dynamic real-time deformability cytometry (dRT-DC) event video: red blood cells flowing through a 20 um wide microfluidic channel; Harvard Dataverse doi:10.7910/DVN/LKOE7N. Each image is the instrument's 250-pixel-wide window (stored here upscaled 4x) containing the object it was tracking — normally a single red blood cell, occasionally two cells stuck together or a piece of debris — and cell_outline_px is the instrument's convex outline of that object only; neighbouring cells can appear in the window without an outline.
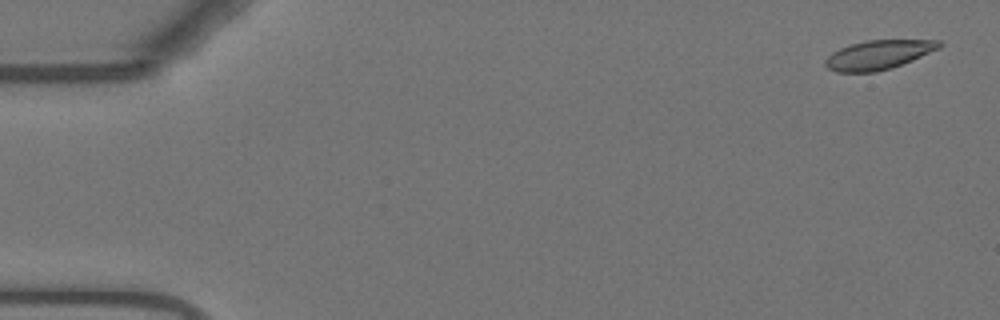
{"species": "Egyptian fruit bat (a non-hibernating species)", "species_latin": "Rousettus aegyptiacus", "temperature_condition": "warm", "stored_images_in_passage": 8, "camera_frame_rate_fps": 3000, "um_per_image_px": 0.085, "animal": {"sex": "female"}, "frame": {"image": 1, "passage_image": 2, "time_ms": 0.333, "image_size_px": [1000, 320], "cell_outline_px": [[944, 44], [940, 48], [912, 60], [892, 68], [876, 72], [836, 72], [828, 68], [824, 64], [824, 60], [832, 52], [840, 48], [852, 44], [868, 40], [940, 40]], "centroid_in_image_um": [74.67, 4.66], "position_along_channel_um": 10.3, "area_um2": 19.36}}